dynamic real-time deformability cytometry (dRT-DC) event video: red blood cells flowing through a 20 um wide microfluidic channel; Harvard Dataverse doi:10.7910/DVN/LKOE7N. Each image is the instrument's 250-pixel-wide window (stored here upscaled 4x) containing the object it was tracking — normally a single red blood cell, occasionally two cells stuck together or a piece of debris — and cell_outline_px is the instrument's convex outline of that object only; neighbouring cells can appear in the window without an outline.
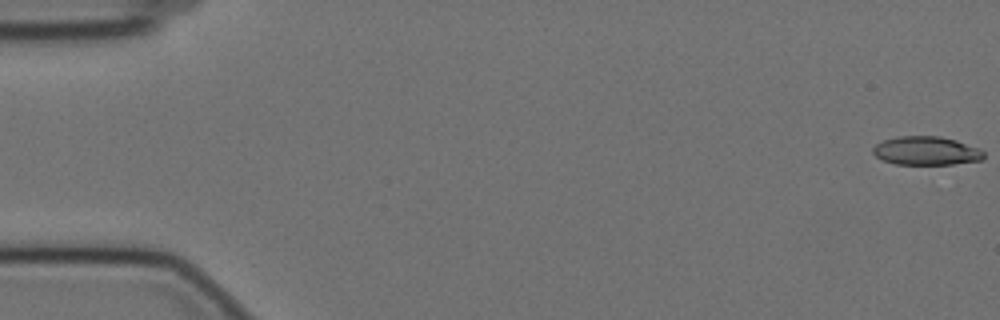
{"species": "Egyptian fruit bat (a non-hibernating species)", "species_latin": "Rousettus aegyptiacus", "temperature_condition": "cold", "stored_images_in_passage": 32, "camera_frame_rate_fps": 3000, "um_per_image_px": 0.085, "animal": {"sex": "female"}, "frame": {"image": 1, "passage_image": 1, "time_ms": 0.0, "image_size_px": [1000, 320], "cell_outline_px": [[984, 156], [980, 160], [952, 164], [896, 164], [884, 160], [876, 156], [872, 152], [872, 148], [876, 144], [884, 140], [900, 136], [940, 136], [956, 140], [980, 148], [984, 152]], "centroid_in_image_um": [78.74, 12.81], "position_along_channel_um": 6.3, "area_um2": 18.38}}
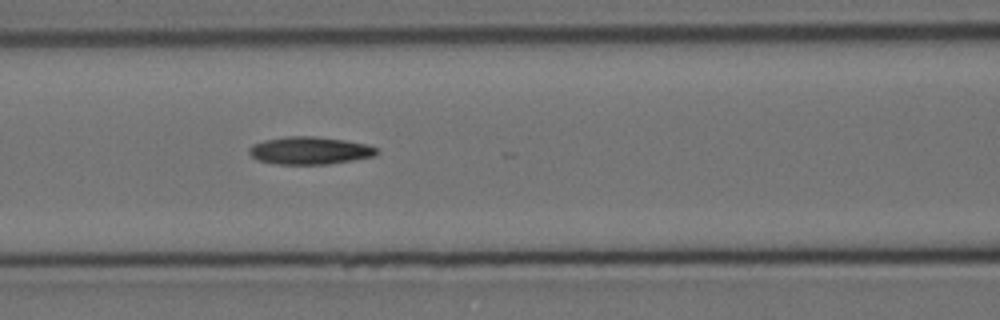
{"frame": {"image": 2, "passage_image": 25, "time_ms": 8.0, "image_size_px": [1000, 320], "cell_outline_px": [[380, 152], [376, 156], [328, 164], [276, 164], [260, 160], [252, 156], [248, 152], [248, 148], [252, 144], [264, 140], [284, 136], [316, 136], [344, 140], [368, 144], [376, 148]], "centroid_in_image_um": [26.34, 12.79], "position_along_channel_um": 140.3, "area_um2": 20.63}}
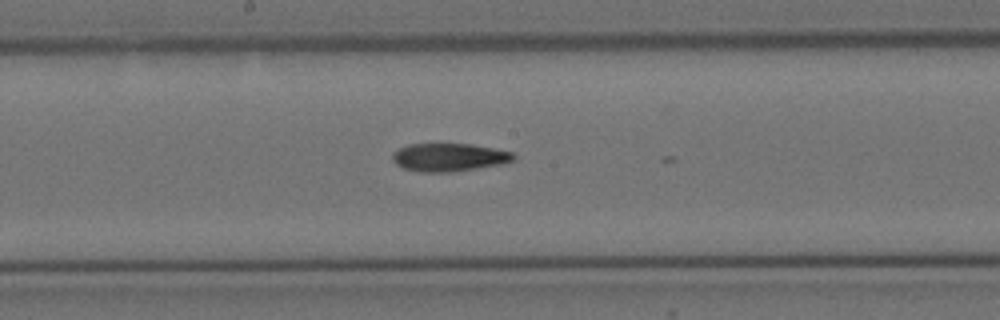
{"frame": {"image": 3, "passage_image": 31, "time_ms": 10.0, "image_size_px": [1000, 320], "cell_outline_px": [[516, 156], [512, 160], [504, 164], [448, 172], [420, 172], [404, 168], [396, 164], [392, 160], [392, 152], [408, 144], [472, 144], [512, 152]], "centroid_in_image_um": [38.15, 13.37], "position_along_channel_um": 210.1, "area_um2": 19.71}}